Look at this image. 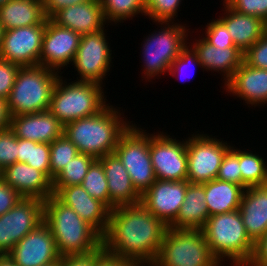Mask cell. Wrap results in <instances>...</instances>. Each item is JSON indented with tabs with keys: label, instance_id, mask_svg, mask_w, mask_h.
I'll use <instances>...</instances> for the list:
<instances>
[{
	"label": "cell",
	"instance_id": "cell-1",
	"mask_svg": "<svg viewBox=\"0 0 267 266\" xmlns=\"http://www.w3.org/2000/svg\"><path fill=\"white\" fill-rule=\"evenodd\" d=\"M167 228L141 203L119 205L110 210L102 247L115 257L133 259L151 266L158 256Z\"/></svg>",
	"mask_w": 267,
	"mask_h": 266
},
{
	"label": "cell",
	"instance_id": "cell-2",
	"mask_svg": "<svg viewBox=\"0 0 267 266\" xmlns=\"http://www.w3.org/2000/svg\"><path fill=\"white\" fill-rule=\"evenodd\" d=\"M116 108L108 103L93 116L69 122L64 125L63 134L77 147L79 153L95 159L112 154L119 138L132 123L123 119L119 107Z\"/></svg>",
	"mask_w": 267,
	"mask_h": 266
},
{
	"label": "cell",
	"instance_id": "cell-3",
	"mask_svg": "<svg viewBox=\"0 0 267 266\" xmlns=\"http://www.w3.org/2000/svg\"><path fill=\"white\" fill-rule=\"evenodd\" d=\"M43 221L50 227L59 255H87L102 248V235L54 194L44 200Z\"/></svg>",
	"mask_w": 267,
	"mask_h": 266
},
{
	"label": "cell",
	"instance_id": "cell-4",
	"mask_svg": "<svg viewBox=\"0 0 267 266\" xmlns=\"http://www.w3.org/2000/svg\"><path fill=\"white\" fill-rule=\"evenodd\" d=\"M201 230L213 256L221 265L227 260L233 266L250 263L255 242L248 236L239 210L209 216Z\"/></svg>",
	"mask_w": 267,
	"mask_h": 266
},
{
	"label": "cell",
	"instance_id": "cell-5",
	"mask_svg": "<svg viewBox=\"0 0 267 266\" xmlns=\"http://www.w3.org/2000/svg\"><path fill=\"white\" fill-rule=\"evenodd\" d=\"M59 74L41 65L20 67L7 99L10 116L48 111Z\"/></svg>",
	"mask_w": 267,
	"mask_h": 266
},
{
	"label": "cell",
	"instance_id": "cell-6",
	"mask_svg": "<svg viewBox=\"0 0 267 266\" xmlns=\"http://www.w3.org/2000/svg\"><path fill=\"white\" fill-rule=\"evenodd\" d=\"M60 75L50 101L49 111L63 124L93 116L106 105L101 84L90 81L66 82Z\"/></svg>",
	"mask_w": 267,
	"mask_h": 266
},
{
	"label": "cell",
	"instance_id": "cell-7",
	"mask_svg": "<svg viewBox=\"0 0 267 266\" xmlns=\"http://www.w3.org/2000/svg\"><path fill=\"white\" fill-rule=\"evenodd\" d=\"M151 266H222L213 256L201 229L167 228Z\"/></svg>",
	"mask_w": 267,
	"mask_h": 266
},
{
	"label": "cell",
	"instance_id": "cell-8",
	"mask_svg": "<svg viewBox=\"0 0 267 266\" xmlns=\"http://www.w3.org/2000/svg\"><path fill=\"white\" fill-rule=\"evenodd\" d=\"M155 23L161 24L159 27L163 29L154 30L145 37L144 44L141 43L143 45L142 60L144 61L141 65L143 66L142 74H144L142 78H146V80L154 79L157 76L159 78L161 73L169 72L172 62L188 44V33L191 34L186 28V24L164 21Z\"/></svg>",
	"mask_w": 267,
	"mask_h": 266
},
{
	"label": "cell",
	"instance_id": "cell-9",
	"mask_svg": "<svg viewBox=\"0 0 267 266\" xmlns=\"http://www.w3.org/2000/svg\"><path fill=\"white\" fill-rule=\"evenodd\" d=\"M145 131L139 125L131 124L119 138L114 151L140 195L156 181L149 152V133Z\"/></svg>",
	"mask_w": 267,
	"mask_h": 266
},
{
	"label": "cell",
	"instance_id": "cell-10",
	"mask_svg": "<svg viewBox=\"0 0 267 266\" xmlns=\"http://www.w3.org/2000/svg\"><path fill=\"white\" fill-rule=\"evenodd\" d=\"M191 136L187 138V180L203 184L216 179L223 157L232 144L201 132Z\"/></svg>",
	"mask_w": 267,
	"mask_h": 266
},
{
	"label": "cell",
	"instance_id": "cell-11",
	"mask_svg": "<svg viewBox=\"0 0 267 266\" xmlns=\"http://www.w3.org/2000/svg\"><path fill=\"white\" fill-rule=\"evenodd\" d=\"M44 219V200L22 198L0 216V256L7 255L24 236Z\"/></svg>",
	"mask_w": 267,
	"mask_h": 266
},
{
	"label": "cell",
	"instance_id": "cell-12",
	"mask_svg": "<svg viewBox=\"0 0 267 266\" xmlns=\"http://www.w3.org/2000/svg\"><path fill=\"white\" fill-rule=\"evenodd\" d=\"M157 133H149V152L156 179L187 180V139L181 142L165 132Z\"/></svg>",
	"mask_w": 267,
	"mask_h": 266
},
{
	"label": "cell",
	"instance_id": "cell-13",
	"mask_svg": "<svg viewBox=\"0 0 267 266\" xmlns=\"http://www.w3.org/2000/svg\"><path fill=\"white\" fill-rule=\"evenodd\" d=\"M81 35L79 47L72 63L80 77L77 81L97 82L103 85L105 76L110 71L112 50L108 45L106 31Z\"/></svg>",
	"mask_w": 267,
	"mask_h": 266
},
{
	"label": "cell",
	"instance_id": "cell-14",
	"mask_svg": "<svg viewBox=\"0 0 267 266\" xmlns=\"http://www.w3.org/2000/svg\"><path fill=\"white\" fill-rule=\"evenodd\" d=\"M46 21L47 18L38 25L5 30L0 47V59L20 67L39 65Z\"/></svg>",
	"mask_w": 267,
	"mask_h": 266
},
{
	"label": "cell",
	"instance_id": "cell-15",
	"mask_svg": "<svg viewBox=\"0 0 267 266\" xmlns=\"http://www.w3.org/2000/svg\"><path fill=\"white\" fill-rule=\"evenodd\" d=\"M7 256L19 266H47L61 258L50 227L44 221L17 242Z\"/></svg>",
	"mask_w": 267,
	"mask_h": 266
},
{
	"label": "cell",
	"instance_id": "cell-16",
	"mask_svg": "<svg viewBox=\"0 0 267 266\" xmlns=\"http://www.w3.org/2000/svg\"><path fill=\"white\" fill-rule=\"evenodd\" d=\"M80 39L79 33L58 26L50 18H47L39 65L60 73L62 68L73 63Z\"/></svg>",
	"mask_w": 267,
	"mask_h": 266
},
{
	"label": "cell",
	"instance_id": "cell-17",
	"mask_svg": "<svg viewBox=\"0 0 267 266\" xmlns=\"http://www.w3.org/2000/svg\"><path fill=\"white\" fill-rule=\"evenodd\" d=\"M189 183L156 179L141 195L140 203L169 227L177 218Z\"/></svg>",
	"mask_w": 267,
	"mask_h": 266
},
{
	"label": "cell",
	"instance_id": "cell-18",
	"mask_svg": "<svg viewBox=\"0 0 267 266\" xmlns=\"http://www.w3.org/2000/svg\"><path fill=\"white\" fill-rule=\"evenodd\" d=\"M55 196L102 236L106 233L110 209L103 202L91 197L81 185L62 187Z\"/></svg>",
	"mask_w": 267,
	"mask_h": 266
},
{
	"label": "cell",
	"instance_id": "cell-19",
	"mask_svg": "<svg viewBox=\"0 0 267 266\" xmlns=\"http://www.w3.org/2000/svg\"><path fill=\"white\" fill-rule=\"evenodd\" d=\"M50 19L58 26L69 28L80 35L92 34L105 29L106 20L101 0H89L81 4L63 7Z\"/></svg>",
	"mask_w": 267,
	"mask_h": 266
},
{
	"label": "cell",
	"instance_id": "cell-20",
	"mask_svg": "<svg viewBox=\"0 0 267 266\" xmlns=\"http://www.w3.org/2000/svg\"><path fill=\"white\" fill-rule=\"evenodd\" d=\"M10 128L17 138L51 144L63 135L64 125L48 110L11 116Z\"/></svg>",
	"mask_w": 267,
	"mask_h": 266
},
{
	"label": "cell",
	"instance_id": "cell-21",
	"mask_svg": "<svg viewBox=\"0 0 267 266\" xmlns=\"http://www.w3.org/2000/svg\"><path fill=\"white\" fill-rule=\"evenodd\" d=\"M2 179L23 198L46 200L54 194L52 181L27 163L15 162L5 167Z\"/></svg>",
	"mask_w": 267,
	"mask_h": 266
},
{
	"label": "cell",
	"instance_id": "cell-22",
	"mask_svg": "<svg viewBox=\"0 0 267 266\" xmlns=\"http://www.w3.org/2000/svg\"><path fill=\"white\" fill-rule=\"evenodd\" d=\"M226 92L251 106L267 103V70L249 66L244 60L225 84Z\"/></svg>",
	"mask_w": 267,
	"mask_h": 266
},
{
	"label": "cell",
	"instance_id": "cell-23",
	"mask_svg": "<svg viewBox=\"0 0 267 266\" xmlns=\"http://www.w3.org/2000/svg\"><path fill=\"white\" fill-rule=\"evenodd\" d=\"M104 169L109 190V209L119 205H136L141 195L133 187L131 177L115 153L98 159Z\"/></svg>",
	"mask_w": 267,
	"mask_h": 266
},
{
	"label": "cell",
	"instance_id": "cell-24",
	"mask_svg": "<svg viewBox=\"0 0 267 266\" xmlns=\"http://www.w3.org/2000/svg\"><path fill=\"white\" fill-rule=\"evenodd\" d=\"M239 211L248 236L256 243L267 232V184L244 189Z\"/></svg>",
	"mask_w": 267,
	"mask_h": 266
},
{
	"label": "cell",
	"instance_id": "cell-25",
	"mask_svg": "<svg viewBox=\"0 0 267 266\" xmlns=\"http://www.w3.org/2000/svg\"><path fill=\"white\" fill-rule=\"evenodd\" d=\"M195 42H191L190 46L197 53L202 68L206 71H221L219 73L222 74L225 85L243 62L244 53L237 47L212 46L203 37L198 40L196 38Z\"/></svg>",
	"mask_w": 267,
	"mask_h": 266
},
{
	"label": "cell",
	"instance_id": "cell-26",
	"mask_svg": "<svg viewBox=\"0 0 267 266\" xmlns=\"http://www.w3.org/2000/svg\"><path fill=\"white\" fill-rule=\"evenodd\" d=\"M226 11L218 19L226 26L234 45L245 53L257 40L266 33V22L262 19L239 13L230 8L224 1Z\"/></svg>",
	"mask_w": 267,
	"mask_h": 266
},
{
	"label": "cell",
	"instance_id": "cell-27",
	"mask_svg": "<svg viewBox=\"0 0 267 266\" xmlns=\"http://www.w3.org/2000/svg\"><path fill=\"white\" fill-rule=\"evenodd\" d=\"M203 184L189 183L176 220L169 228L202 229L209 218Z\"/></svg>",
	"mask_w": 267,
	"mask_h": 266
},
{
	"label": "cell",
	"instance_id": "cell-28",
	"mask_svg": "<svg viewBox=\"0 0 267 266\" xmlns=\"http://www.w3.org/2000/svg\"><path fill=\"white\" fill-rule=\"evenodd\" d=\"M46 18L41 0H8L0 6V23L4 31L38 25Z\"/></svg>",
	"mask_w": 267,
	"mask_h": 266
},
{
	"label": "cell",
	"instance_id": "cell-29",
	"mask_svg": "<svg viewBox=\"0 0 267 266\" xmlns=\"http://www.w3.org/2000/svg\"><path fill=\"white\" fill-rule=\"evenodd\" d=\"M209 216L239 210L244 188L238 184L214 179L204 183Z\"/></svg>",
	"mask_w": 267,
	"mask_h": 266
},
{
	"label": "cell",
	"instance_id": "cell-30",
	"mask_svg": "<svg viewBox=\"0 0 267 266\" xmlns=\"http://www.w3.org/2000/svg\"><path fill=\"white\" fill-rule=\"evenodd\" d=\"M17 162L27 163L50 179V144L18 138Z\"/></svg>",
	"mask_w": 267,
	"mask_h": 266
},
{
	"label": "cell",
	"instance_id": "cell-31",
	"mask_svg": "<svg viewBox=\"0 0 267 266\" xmlns=\"http://www.w3.org/2000/svg\"><path fill=\"white\" fill-rule=\"evenodd\" d=\"M239 162L241 186L244 189L267 184V165L261 155L239 149Z\"/></svg>",
	"mask_w": 267,
	"mask_h": 266
},
{
	"label": "cell",
	"instance_id": "cell-32",
	"mask_svg": "<svg viewBox=\"0 0 267 266\" xmlns=\"http://www.w3.org/2000/svg\"><path fill=\"white\" fill-rule=\"evenodd\" d=\"M96 159L90 155L78 153L52 180L54 195L65 186L80 185L89 167Z\"/></svg>",
	"mask_w": 267,
	"mask_h": 266
},
{
	"label": "cell",
	"instance_id": "cell-33",
	"mask_svg": "<svg viewBox=\"0 0 267 266\" xmlns=\"http://www.w3.org/2000/svg\"><path fill=\"white\" fill-rule=\"evenodd\" d=\"M101 4L107 23H121L140 13L145 16V0H101Z\"/></svg>",
	"mask_w": 267,
	"mask_h": 266
},
{
	"label": "cell",
	"instance_id": "cell-34",
	"mask_svg": "<svg viewBox=\"0 0 267 266\" xmlns=\"http://www.w3.org/2000/svg\"><path fill=\"white\" fill-rule=\"evenodd\" d=\"M80 185L91 197L103 202L109 208L108 182L103 165L98 159L91 164Z\"/></svg>",
	"mask_w": 267,
	"mask_h": 266
},
{
	"label": "cell",
	"instance_id": "cell-35",
	"mask_svg": "<svg viewBox=\"0 0 267 266\" xmlns=\"http://www.w3.org/2000/svg\"><path fill=\"white\" fill-rule=\"evenodd\" d=\"M78 153L77 147L64 134L54 140L50 144V180L52 181Z\"/></svg>",
	"mask_w": 267,
	"mask_h": 266
},
{
	"label": "cell",
	"instance_id": "cell-36",
	"mask_svg": "<svg viewBox=\"0 0 267 266\" xmlns=\"http://www.w3.org/2000/svg\"><path fill=\"white\" fill-rule=\"evenodd\" d=\"M182 0H145V16L153 22H174ZM180 5V6H179ZM175 16V18H174Z\"/></svg>",
	"mask_w": 267,
	"mask_h": 266
},
{
	"label": "cell",
	"instance_id": "cell-37",
	"mask_svg": "<svg viewBox=\"0 0 267 266\" xmlns=\"http://www.w3.org/2000/svg\"><path fill=\"white\" fill-rule=\"evenodd\" d=\"M216 179L232 182L241 186V170L239 162V149L234 146L226 152L218 170Z\"/></svg>",
	"mask_w": 267,
	"mask_h": 266
},
{
	"label": "cell",
	"instance_id": "cell-38",
	"mask_svg": "<svg viewBox=\"0 0 267 266\" xmlns=\"http://www.w3.org/2000/svg\"><path fill=\"white\" fill-rule=\"evenodd\" d=\"M18 138L9 127L0 130V167H5L17 162Z\"/></svg>",
	"mask_w": 267,
	"mask_h": 266
},
{
	"label": "cell",
	"instance_id": "cell-39",
	"mask_svg": "<svg viewBox=\"0 0 267 266\" xmlns=\"http://www.w3.org/2000/svg\"><path fill=\"white\" fill-rule=\"evenodd\" d=\"M205 37L208 43L215 47H236L226 26L218 19L207 23Z\"/></svg>",
	"mask_w": 267,
	"mask_h": 266
},
{
	"label": "cell",
	"instance_id": "cell-40",
	"mask_svg": "<svg viewBox=\"0 0 267 266\" xmlns=\"http://www.w3.org/2000/svg\"><path fill=\"white\" fill-rule=\"evenodd\" d=\"M233 10L267 22V0H223Z\"/></svg>",
	"mask_w": 267,
	"mask_h": 266
},
{
	"label": "cell",
	"instance_id": "cell-41",
	"mask_svg": "<svg viewBox=\"0 0 267 266\" xmlns=\"http://www.w3.org/2000/svg\"><path fill=\"white\" fill-rule=\"evenodd\" d=\"M243 60L249 66L267 70V32L243 54Z\"/></svg>",
	"mask_w": 267,
	"mask_h": 266
},
{
	"label": "cell",
	"instance_id": "cell-42",
	"mask_svg": "<svg viewBox=\"0 0 267 266\" xmlns=\"http://www.w3.org/2000/svg\"><path fill=\"white\" fill-rule=\"evenodd\" d=\"M189 45H186L180 52V55L172 62L168 75L171 74L172 77L176 76L179 78L184 72V70L188 69L189 66H199L202 68L201 62L199 61L197 57V53L194 51L192 47H190V42H188ZM194 64V65H193ZM182 77V76H181ZM183 79V78H182Z\"/></svg>",
	"mask_w": 267,
	"mask_h": 266
},
{
	"label": "cell",
	"instance_id": "cell-43",
	"mask_svg": "<svg viewBox=\"0 0 267 266\" xmlns=\"http://www.w3.org/2000/svg\"><path fill=\"white\" fill-rule=\"evenodd\" d=\"M19 69V65L0 59V98L8 99Z\"/></svg>",
	"mask_w": 267,
	"mask_h": 266
},
{
	"label": "cell",
	"instance_id": "cell-44",
	"mask_svg": "<svg viewBox=\"0 0 267 266\" xmlns=\"http://www.w3.org/2000/svg\"><path fill=\"white\" fill-rule=\"evenodd\" d=\"M94 266H145L133 259L118 258L104 251L103 247L94 251Z\"/></svg>",
	"mask_w": 267,
	"mask_h": 266
},
{
	"label": "cell",
	"instance_id": "cell-45",
	"mask_svg": "<svg viewBox=\"0 0 267 266\" xmlns=\"http://www.w3.org/2000/svg\"><path fill=\"white\" fill-rule=\"evenodd\" d=\"M23 197L7 184L0 180V216L13 208Z\"/></svg>",
	"mask_w": 267,
	"mask_h": 266
},
{
	"label": "cell",
	"instance_id": "cell-46",
	"mask_svg": "<svg viewBox=\"0 0 267 266\" xmlns=\"http://www.w3.org/2000/svg\"><path fill=\"white\" fill-rule=\"evenodd\" d=\"M247 266H267V232L255 243V250Z\"/></svg>",
	"mask_w": 267,
	"mask_h": 266
},
{
	"label": "cell",
	"instance_id": "cell-47",
	"mask_svg": "<svg viewBox=\"0 0 267 266\" xmlns=\"http://www.w3.org/2000/svg\"><path fill=\"white\" fill-rule=\"evenodd\" d=\"M60 266H94V252L87 255L62 256Z\"/></svg>",
	"mask_w": 267,
	"mask_h": 266
},
{
	"label": "cell",
	"instance_id": "cell-48",
	"mask_svg": "<svg viewBox=\"0 0 267 266\" xmlns=\"http://www.w3.org/2000/svg\"><path fill=\"white\" fill-rule=\"evenodd\" d=\"M44 5L45 14L47 18H50L59 9L87 2L89 0H41Z\"/></svg>",
	"mask_w": 267,
	"mask_h": 266
},
{
	"label": "cell",
	"instance_id": "cell-49",
	"mask_svg": "<svg viewBox=\"0 0 267 266\" xmlns=\"http://www.w3.org/2000/svg\"><path fill=\"white\" fill-rule=\"evenodd\" d=\"M11 116L8 110L7 100L0 98V130L10 127Z\"/></svg>",
	"mask_w": 267,
	"mask_h": 266
},
{
	"label": "cell",
	"instance_id": "cell-50",
	"mask_svg": "<svg viewBox=\"0 0 267 266\" xmlns=\"http://www.w3.org/2000/svg\"><path fill=\"white\" fill-rule=\"evenodd\" d=\"M0 266H19L15 264L7 255L0 256Z\"/></svg>",
	"mask_w": 267,
	"mask_h": 266
},
{
	"label": "cell",
	"instance_id": "cell-51",
	"mask_svg": "<svg viewBox=\"0 0 267 266\" xmlns=\"http://www.w3.org/2000/svg\"><path fill=\"white\" fill-rule=\"evenodd\" d=\"M3 34H4V28L2 24L0 23V47H1L2 39H3Z\"/></svg>",
	"mask_w": 267,
	"mask_h": 266
},
{
	"label": "cell",
	"instance_id": "cell-52",
	"mask_svg": "<svg viewBox=\"0 0 267 266\" xmlns=\"http://www.w3.org/2000/svg\"><path fill=\"white\" fill-rule=\"evenodd\" d=\"M47 266H60V261L53 263V264H50V265H47Z\"/></svg>",
	"mask_w": 267,
	"mask_h": 266
},
{
	"label": "cell",
	"instance_id": "cell-53",
	"mask_svg": "<svg viewBox=\"0 0 267 266\" xmlns=\"http://www.w3.org/2000/svg\"><path fill=\"white\" fill-rule=\"evenodd\" d=\"M8 0H0V6L4 5Z\"/></svg>",
	"mask_w": 267,
	"mask_h": 266
},
{
	"label": "cell",
	"instance_id": "cell-54",
	"mask_svg": "<svg viewBox=\"0 0 267 266\" xmlns=\"http://www.w3.org/2000/svg\"><path fill=\"white\" fill-rule=\"evenodd\" d=\"M2 171L3 169L0 167V180L2 179Z\"/></svg>",
	"mask_w": 267,
	"mask_h": 266
}]
</instances>
